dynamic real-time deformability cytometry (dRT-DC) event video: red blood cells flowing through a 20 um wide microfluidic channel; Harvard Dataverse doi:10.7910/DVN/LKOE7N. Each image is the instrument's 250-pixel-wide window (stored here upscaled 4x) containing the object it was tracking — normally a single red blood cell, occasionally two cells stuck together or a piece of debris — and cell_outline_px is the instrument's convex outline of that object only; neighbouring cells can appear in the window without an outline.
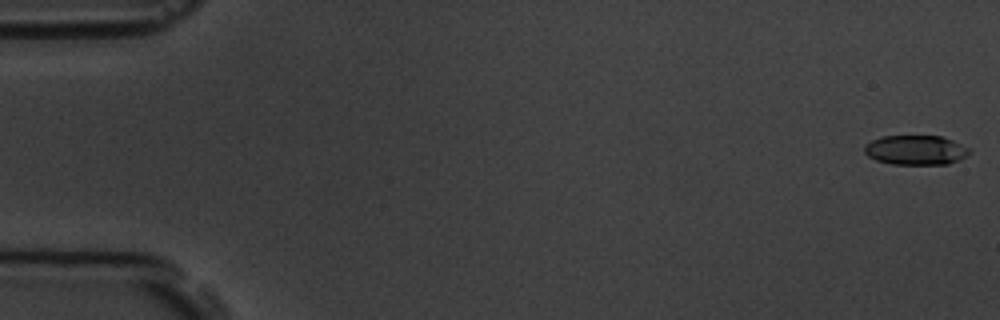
{"species": "common noctule bat (a hibernating species)", "species_latin": "Nyctalus noctula", "temperature_condition": "room temperature", "stored_images_in_passage": 57, "camera_frame_rate_fps": 3000, "um_per_image_px": 0.085, "animal": {"sex": "male", "body_mass_g": 19.5, "forearm_length_mm": 54.6}, "frame": {"image": 1, "passage_image": 1, "time_ms": 0.0, "image_size_px": [1000, 320], "cell_outline_px": [[972, 152], [968, 156], [948, 164], [892, 164], [876, 160], [868, 156], [864, 152], [864, 144], [880, 136], [940, 136], [952, 140], [968, 148]], "centroid_in_image_um": [77.82, 12.75], "position_along_channel_um": 7.2, "area_um2": 18.15}}
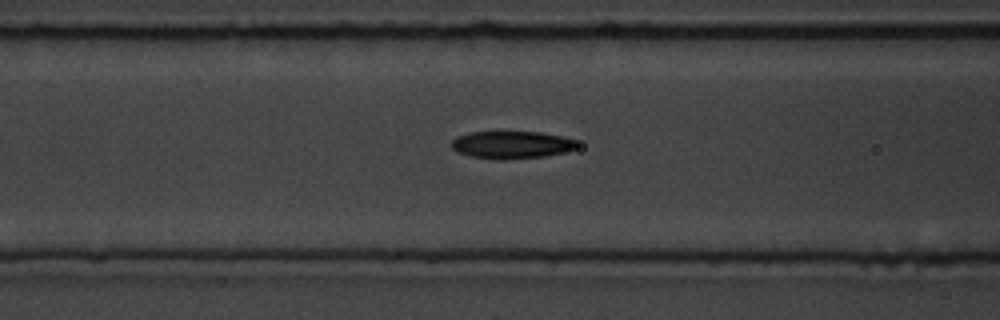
{"frame": {"image": 2, "passage_image": 23, "time_ms": 7.333, "image_size_px": [1000, 320], "cell_outline_px": [[576, 148], [568, 152], [548, 156], [504, 160], [500, 160], [468, 156], [456, 152], [448, 144], [456, 136], [472, 132], [540, 132], [564, 136], [576, 140]], "centroid_in_image_um": [43.47, 12.32], "position_along_channel_um": 123.1, "area_um2": 20.58}}
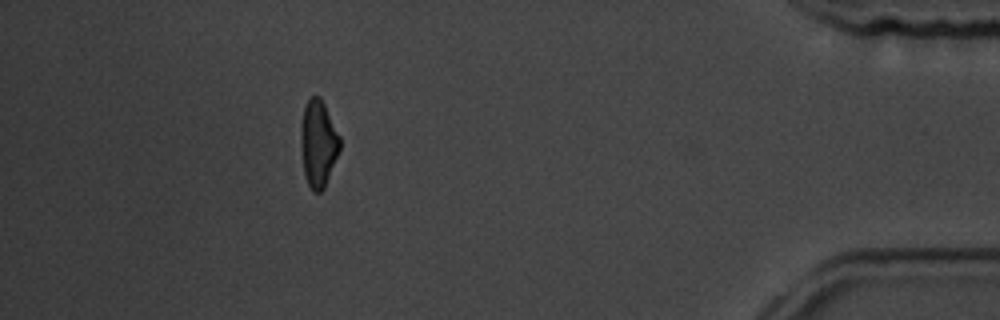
{"frame": {"image": 3, "passage_image": 51, "time_ms": 16.667, "image_size_px": [1000, 320], "cell_outline_px": [[340, 148], [324, 188], [320, 192], [312, 192], [308, 184], [304, 172], [300, 140], [300, 128], [304, 108], [308, 100], [312, 96], [320, 96], [340, 136]], "centroid_in_image_um": [27.04, 12.19], "position_along_channel_um": 408.2, "area_um2": 19.54}, "authors_computed_cell_mechanics": {"area_um2": 19.7676, "velocity_mm_per_s": 3.637, "shape_relaxation_time_tau1_ms": 2.536, "shape_relaxation_time_tau2_ms": 7.1339, "deformation_change_tau1": 0.1423, "deformation_change_tau2": 0.1501}}